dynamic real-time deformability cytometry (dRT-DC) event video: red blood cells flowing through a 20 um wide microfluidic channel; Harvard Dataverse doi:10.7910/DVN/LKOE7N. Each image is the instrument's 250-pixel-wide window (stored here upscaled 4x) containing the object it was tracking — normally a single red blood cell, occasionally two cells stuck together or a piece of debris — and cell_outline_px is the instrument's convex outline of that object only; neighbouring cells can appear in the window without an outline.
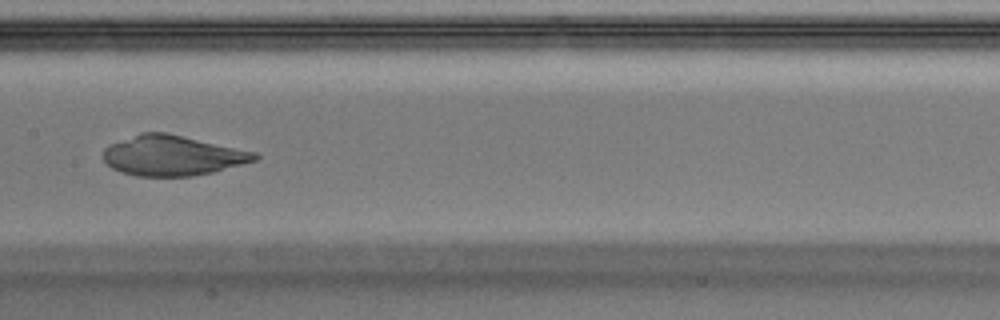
{"species": "Egyptian fruit bat (a non-hibernating species)", "species_latin": "Rousettus aegyptiacus", "temperature_condition": "warm", "stored_images_in_passage": 34, "camera_frame_rate_fps": 3000, "um_per_image_px": 0.085, "animal": {"sex": "male"}, "frame": {"image": 1, "passage_image": 10, "time_ms": 3.0, "image_size_px": [1000, 320], "cell_outline_px": [[260, 156], [256, 160], [212, 172], [192, 176], [136, 176], [112, 168], [104, 160], [104, 148], [112, 144], [140, 132], [168, 132], [256, 152]], "centroid_in_image_um": [14.67, 13.21], "position_along_channel_um": 192.7, "area_um2": 35.2}}